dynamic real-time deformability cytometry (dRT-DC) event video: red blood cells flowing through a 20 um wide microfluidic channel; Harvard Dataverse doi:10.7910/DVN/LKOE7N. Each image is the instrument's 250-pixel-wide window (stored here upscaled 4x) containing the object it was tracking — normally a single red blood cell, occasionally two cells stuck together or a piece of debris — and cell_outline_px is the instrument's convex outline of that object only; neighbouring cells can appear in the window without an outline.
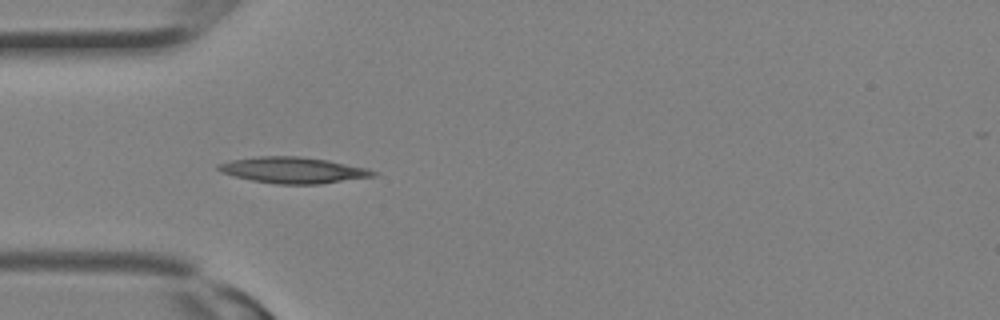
{"species": "Egyptian fruit bat (a non-hibernating species)", "species_latin": "Rousettus aegyptiacus", "temperature_condition": "room temperature", "stored_images_in_passage": 18, "camera_frame_rate_fps": 3000, "um_per_image_px": 0.085, "animal": {"sex": "female"}, "frame": {"image": 1, "passage_image": 9, "time_ms": 2.667, "image_size_px": [1000, 320], "cell_outline_px": [[376, 176], [320, 184], [276, 184], [252, 180], [236, 176], [224, 172], [216, 168], [216, 164], [232, 160], [256, 156], [300, 156], [328, 160], [368, 168], [376, 172]], "centroid_in_image_um": [24.94, 14.46], "position_along_channel_um": 60.1, "area_um2": 23.47}}
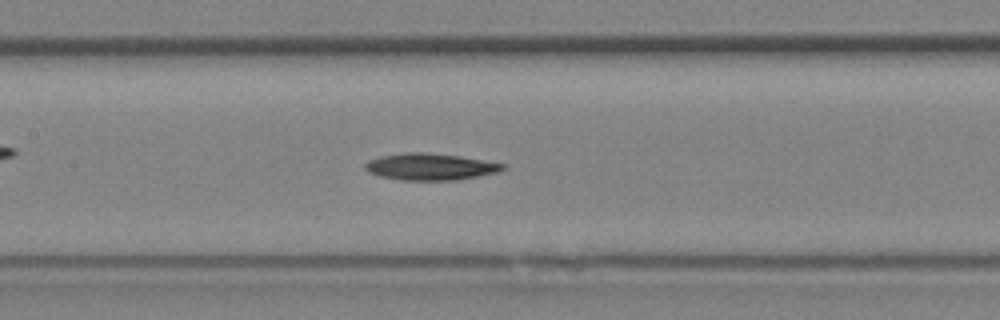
{"frame": {"image": 2, "passage_image": 14, "time_ms": 4.333, "image_size_px": [1000, 320], "cell_outline_px": [[508, 168], [496, 172], [456, 180], [400, 180], [380, 176], [364, 168], [364, 164], [368, 160], [384, 156], [404, 152], [424, 152], [460, 156], [508, 164]], "centroid_in_image_um": [36.61, 14.16], "position_along_channel_um": 170.8, "area_um2": 21.33}}
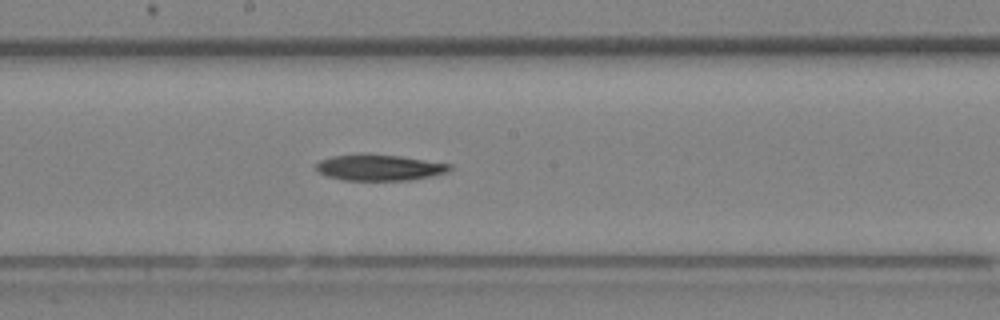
{"frame": {"image": 3, "passage_image": 16, "time_ms": 5.0, "image_size_px": [1000, 320], "cell_outline_px": [[452, 168], [448, 172], [432, 176], [408, 180], [344, 180], [328, 176], [316, 172], [316, 164], [320, 160], [332, 156], [364, 152], [400, 156], [452, 164]], "centroid_in_image_um": [32.23, 14.22], "position_along_channel_um": 216.0, "area_um2": 20.63}}